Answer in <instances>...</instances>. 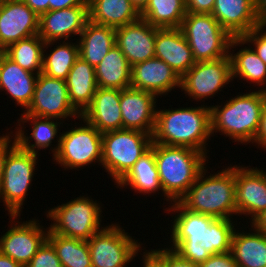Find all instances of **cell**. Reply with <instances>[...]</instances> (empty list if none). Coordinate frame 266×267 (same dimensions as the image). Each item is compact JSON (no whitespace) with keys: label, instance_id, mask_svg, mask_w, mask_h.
I'll return each instance as SVG.
<instances>
[{"label":"cell","instance_id":"obj_1","mask_svg":"<svg viewBox=\"0 0 266 267\" xmlns=\"http://www.w3.org/2000/svg\"><path fill=\"white\" fill-rule=\"evenodd\" d=\"M163 210L169 216L173 213L169 223L172 225L168 227L170 233H167L170 234V240L164 244L181 258L200 265L211 255L230 252L237 220L215 219L192 212L179 202L164 206Z\"/></svg>","mask_w":266,"mask_h":267},{"label":"cell","instance_id":"obj_2","mask_svg":"<svg viewBox=\"0 0 266 267\" xmlns=\"http://www.w3.org/2000/svg\"><path fill=\"white\" fill-rule=\"evenodd\" d=\"M211 137L209 105H202L201 102L200 106L195 107H157L152 143L188 147L207 156Z\"/></svg>","mask_w":266,"mask_h":267},{"label":"cell","instance_id":"obj_3","mask_svg":"<svg viewBox=\"0 0 266 267\" xmlns=\"http://www.w3.org/2000/svg\"><path fill=\"white\" fill-rule=\"evenodd\" d=\"M247 91L238 92V95L221 101V104L217 102L215 106L214 103L209 105L212 137L219 133L229 137L234 144H253L266 94L256 89Z\"/></svg>","mask_w":266,"mask_h":267},{"label":"cell","instance_id":"obj_4","mask_svg":"<svg viewBox=\"0 0 266 267\" xmlns=\"http://www.w3.org/2000/svg\"><path fill=\"white\" fill-rule=\"evenodd\" d=\"M207 166L201 170L179 203L192 212L215 219H238L235 203V165H223L222 170L212 174L208 172L210 167Z\"/></svg>","mask_w":266,"mask_h":267},{"label":"cell","instance_id":"obj_5","mask_svg":"<svg viewBox=\"0 0 266 267\" xmlns=\"http://www.w3.org/2000/svg\"><path fill=\"white\" fill-rule=\"evenodd\" d=\"M151 148L167 205L179 202L211 160L209 155L188 147L152 143Z\"/></svg>","mask_w":266,"mask_h":267},{"label":"cell","instance_id":"obj_6","mask_svg":"<svg viewBox=\"0 0 266 267\" xmlns=\"http://www.w3.org/2000/svg\"><path fill=\"white\" fill-rule=\"evenodd\" d=\"M102 202L90 196L79 195L70 201L48 208L45 216L51 223L49 229L60 236L88 241L105 225ZM103 217V218H102ZM53 222V223H52Z\"/></svg>","mask_w":266,"mask_h":267},{"label":"cell","instance_id":"obj_7","mask_svg":"<svg viewBox=\"0 0 266 267\" xmlns=\"http://www.w3.org/2000/svg\"><path fill=\"white\" fill-rule=\"evenodd\" d=\"M152 135L129 129L102 133L101 167L116 185L151 148Z\"/></svg>","mask_w":266,"mask_h":267},{"label":"cell","instance_id":"obj_8","mask_svg":"<svg viewBox=\"0 0 266 267\" xmlns=\"http://www.w3.org/2000/svg\"><path fill=\"white\" fill-rule=\"evenodd\" d=\"M41 154L24 150L16 143L6 155L2 181L0 184V202H3L7 215H23L22 209L28 191L31 190L37 163ZM37 170V171H35Z\"/></svg>","mask_w":266,"mask_h":267},{"label":"cell","instance_id":"obj_9","mask_svg":"<svg viewBox=\"0 0 266 267\" xmlns=\"http://www.w3.org/2000/svg\"><path fill=\"white\" fill-rule=\"evenodd\" d=\"M77 120L81 124L74 123V125L71 121L66 126L68 130L61 133L58 151L52 157L54 164L61 166L65 171L66 169L79 171L96 163L101 166L102 133L82 117Z\"/></svg>","mask_w":266,"mask_h":267},{"label":"cell","instance_id":"obj_10","mask_svg":"<svg viewBox=\"0 0 266 267\" xmlns=\"http://www.w3.org/2000/svg\"><path fill=\"white\" fill-rule=\"evenodd\" d=\"M180 29L196 62L229 56L233 37L211 14L186 13Z\"/></svg>","mask_w":266,"mask_h":267},{"label":"cell","instance_id":"obj_11","mask_svg":"<svg viewBox=\"0 0 266 267\" xmlns=\"http://www.w3.org/2000/svg\"><path fill=\"white\" fill-rule=\"evenodd\" d=\"M107 224L87 241L92 267H129L144 249L142 242L128 234L119 221Z\"/></svg>","mask_w":266,"mask_h":267},{"label":"cell","instance_id":"obj_12","mask_svg":"<svg viewBox=\"0 0 266 267\" xmlns=\"http://www.w3.org/2000/svg\"><path fill=\"white\" fill-rule=\"evenodd\" d=\"M232 81L231 58L226 56L216 60L198 61L181 77V92L194 101L213 98L223 92ZM215 95V96H214Z\"/></svg>","mask_w":266,"mask_h":267},{"label":"cell","instance_id":"obj_13","mask_svg":"<svg viewBox=\"0 0 266 267\" xmlns=\"http://www.w3.org/2000/svg\"><path fill=\"white\" fill-rule=\"evenodd\" d=\"M9 218V229L0 235V252L26 267L47 240L49 225L43 226L35 216L28 221H22L21 215H9Z\"/></svg>","mask_w":266,"mask_h":267},{"label":"cell","instance_id":"obj_14","mask_svg":"<svg viewBox=\"0 0 266 267\" xmlns=\"http://www.w3.org/2000/svg\"><path fill=\"white\" fill-rule=\"evenodd\" d=\"M21 114H31L62 122L70 118L75 122L80 117L71 105L66 80L53 78L43 73L38 74L32 101Z\"/></svg>","mask_w":266,"mask_h":267},{"label":"cell","instance_id":"obj_15","mask_svg":"<svg viewBox=\"0 0 266 267\" xmlns=\"http://www.w3.org/2000/svg\"><path fill=\"white\" fill-rule=\"evenodd\" d=\"M235 162V203L237 216L251 223L266 209V169ZM250 216V217H249Z\"/></svg>","mask_w":266,"mask_h":267},{"label":"cell","instance_id":"obj_16","mask_svg":"<svg viewBox=\"0 0 266 267\" xmlns=\"http://www.w3.org/2000/svg\"><path fill=\"white\" fill-rule=\"evenodd\" d=\"M39 16L22 0L0 1V49L37 35Z\"/></svg>","mask_w":266,"mask_h":267},{"label":"cell","instance_id":"obj_17","mask_svg":"<svg viewBox=\"0 0 266 267\" xmlns=\"http://www.w3.org/2000/svg\"><path fill=\"white\" fill-rule=\"evenodd\" d=\"M21 115V116H20ZM19 118L16 119V127L13 130L17 143L24 149L31 153L39 154L40 150H51L52 157L57 153L61 133L59 132L63 128V123L56 119L42 118L31 114H19ZM26 123V125H25ZM27 123L32 127L31 132L25 130ZM29 132V135L28 133ZM59 133V134H58ZM56 139V140H55ZM32 141V143L30 142ZM56 142V145H54ZM54 143V144H52ZM55 146V147H54Z\"/></svg>","mask_w":266,"mask_h":267},{"label":"cell","instance_id":"obj_18","mask_svg":"<svg viewBox=\"0 0 266 267\" xmlns=\"http://www.w3.org/2000/svg\"><path fill=\"white\" fill-rule=\"evenodd\" d=\"M158 96L140 89L127 87L121 90L120 110L123 129L153 134L157 114Z\"/></svg>","mask_w":266,"mask_h":267},{"label":"cell","instance_id":"obj_19","mask_svg":"<svg viewBox=\"0 0 266 267\" xmlns=\"http://www.w3.org/2000/svg\"><path fill=\"white\" fill-rule=\"evenodd\" d=\"M130 87L166 97L181 87V77L166 62L156 57L131 67Z\"/></svg>","mask_w":266,"mask_h":267},{"label":"cell","instance_id":"obj_20","mask_svg":"<svg viewBox=\"0 0 266 267\" xmlns=\"http://www.w3.org/2000/svg\"><path fill=\"white\" fill-rule=\"evenodd\" d=\"M88 20V6L51 10L39 16L38 36L44 42L69 41L80 36Z\"/></svg>","mask_w":266,"mask_h":267},{"label":"cell","instance_id":"obj_21","mask_svg":"<svg viewBox=\"0 0 266 267\" xmlns=\"http://www.w3.org/2000/svg\"><path fill=\"white\" fill-rule=\"evenodd\" d=\"M157 27L146 20H139L115 29V44L127 58L129 65L155 57Z\"/></svg>","mask_w":266,"mask_h":267},{"label":"cell","instance_id":"obj_22","mask_svg":"<svg viewBox=\"0 0 266 267\" xmlns=\"http://www.w3.org/2000/svg\"><path fill=\"white\" fill-rule=\"evenodd\" d=\"M119 89L98 87L90 105L80 115L99 132L123 129Z\"/></svg>","mask_w":266,"mask_h":267},{"label":"cell","instance_id":"obj_23","mask_svg":"<svg viewBox=\"0 0 266 267\" xmlns=\"http://www.w3.org/2000/svg\"><path fill=\"white\" fill-rule=\"evenodd\" d=\"M155 57L166 62L180 77L196 62L180 28L157 27Z\"/></svg>","mask_w":266,"mask_h":267},{"label":"cell","instance_id":"obj_24","mask_svg":"<svg viewBox=\"0 0 266 267\" xmlns=\"http://www.w3.org/2000/svg\"><path fill=\"white\" fill-rule=\"evenodd\" d=\"M37 77L38 74L21 68L4 53L1 55L0 92L4 91L7 97L13 99L15 106L22 107V113L32 101Z\"/></svg>","mask_w":266,"mask_h":267},{"label":"cell","instance_id":"obj_25","mask_svg":"<svg viewBox=\"0 0 266 267\" xmlns=\"http://www.w3.org/2000/svg\"><path fill=\"white\" fill-rule=\"evenodd\" d=\"M211 15L232 37H242L260 26L254 0H215Z\"/></svg>","mask_w":266,"mask_h":267},{"label":"cell","instance_id":"obj_26","mask_svg":"<svg viewBox=\"0 0 266 267\" xmlns=\"http://www.w3.org/2000/svg\"><path fill=\"white\" fill-rule=\"evenodd\" d=\"M236 50L238 51L236 52ZM229 56L232 81L239 78L238 80H242L241 83L247 81L250 87L253 84L252 89L257 85L259 87L256 88L257 90L266 91V64L259 58L251 45L246 43L242 37H233L229 45Z\"/></svg>","mask_w":266,"mask_h":267},{"label":"cell","instance_id":"obj_27","mask_svg":"<svg viewBox=\"0 0 266 267\" xmlns=\"http://www.w3.org/2000/svg\"><path fill=\"white\" fill-rule=\"evenodd\" d=\"M244 226L247 227L237 226L233 233L230 250L233 259L238 267H266V233L252 224L251 228Z\"/></svg>","mask_w":266,"mask_h":267},{"label":"cell","instance_id":"obj_28","mask_svg":"<svg viewBox=\"0 0 266 267\" xmlns=\"http://www.w3.org/2000/svg\"><path fill=\"white\" fill-rule=\"evenodd\" d=\"M117 188L132 189L136 195L143 194L151 197V194L164 193L160 184L159 173L156 167L154 151L150 148L131 168V170L116 184ZM161 193H160V192ZM139 193V194H138ZM148 194V196H147Z\"/></svg>","mask_w":266,"mask_h":267},{"label":"cell","instance_id":"obj_29","mask_svg":"<svg viewBox=\"0 0 266 267\" xmlns=\"http://www.w3.org/2000/svg\"><path fill=\"white\" fill-rule=\"evenodd\" d=\"M66 84L71 105L81 115L98 88L95 68L78 57L68 73Z\"/></svg>","mask_w":266,"mask_h":267},{"label":"cell","instance_id":"obj_30","mask_svg":"<svg viewBox=\"0 0 266 267\" xmlns=\"http://www.w3.org/2000/svg\"><path fill=\"white\" fill-rule=\"evenodd\" d=\"M79 57L94 68L103 60L115 45V29L87 21L80 36L77 37Z\"/></svg>","mask_w":266,"mask_h":267},{"label":"cell","instance_id":"obj_31","mask_svg":"<svg viewBox=\"0 0 266 267\" xmlns=\"http://www.w3.org/2000/svg\"><path fill=\"white\" fill-rule=\"evenodd\" d=\"M89 20L114 29L141 18L129 0H88Z\"/></svg>","mask_w":266,"mask_h":267},{"label":"cell","instance_id":"obj_32","mask_svg":"<svg viewBox=\"0 0 266 267\" xmlns=\"http://www.w3.org/2000/svg\"><path fill=\"white\" fill-rule=\"evenodd\" d=\"M95 73L100 88L122 90L130 87L131 66L116 44L95 67Z\"/></svg>","mask_w":266,"mask_h":267},{"label":"cell","instance_id":"obj_33","mask_svg":"<svg viewBox=\"0 0 266 267\" xmlns=\"http://www.w3.org/2000/svg\"><path fill=\"white\" fill-rule=\"evenodd\" d=\"M74 40L77 38H72L70 41H60L61 43L59 41L45 42L42 62L43 74L57 79H67L69 71L79 57V45L77 41L72 42Z\"/></svg>","mask_w":266,"mask_h":267},{"label":"cell","instance_id":"obj_34","mask_svg":"<svg viewBox=\"0 0 266 267\" xmlns=\"http://www.w3.org/2000/svg\"><path fill=\"white\" fill-rule=\"evenodd\" d=\"M186 13L185 0H149L140 16L158 28H180Z\"/></svg>","mask_w":266,"mask_h":267},{"label":"cell","instance_id":"obj_35","mask_svg":"<svg viewBox=\"0 0 266 267\" xmlns=\"http://www.w3.org/2000/svg\"><path fill=\"white\" fill-rule=\"evenodd\" d=\"M47 240L55 248L63 267H92L87 241L60 236L50 229Z\"/></svg>","mask_w":266,"mask_h":267},{"label":"cell","instance_id":"obj_36","mask_svg":"<svg viewBox=\"0 0 266 267\" xmlns=\"http://www.w3.org/2000/svg\"><path fill=\"white\" fill-rule=\"evenodd\" d=\"M45 42L37 35L9 45L4 54L21 68L32 73H42Z\"/></svg>","mask_w":266,"mask_h":267},{"label":"cell","instance_id":"obj_37","mask_svg":"<svg viewBox=\"0 0 266 267\" xmlns=\"http://www.w3.org/2000/svg\"><path fill=\"white\" fill-rule=\"evenodd\" d=\"M26 267H63L53 245L46 240Z\"/></svg>","mask_w":266,"mask_h":267},{"label":"cell","instance_id":"obj_38","mask_svg":"<svg viewBox=\"0 0 266 267\" xmlns=\"http://www.w3.org/2000/svg\"><path fill=\"white\" fill-rule=\"evenodd\" d=\"M163 247L164 248H152L149 251L164 265V267H199V265L181 258L172 249L167 248V245L164 244Z\"/></svg>","mask_w":266,"mask_h":267},{"label":"cell","instance_id":"obj_39","mask_svg":"<svg viewBox=\"0 0 266 267\" xmlns=\"http://www.w3.org/2000/svg\"><path fill=\"white\" fill-rule=\"evenodd\" d=\"M256 52L259 58L266 64V26H258L242 36Z\"/></svg>","mask_w":266,"mask_h":267},{"label":"cell","instance_id":"obj_40","mask_svg":"<svg viewBox=\"0 0 266 267\" xmlns=\"http://www.w3.org/2000/svg\"><path fill=\"white\" fill-rule=\"evenodd\" d=\"M199 267H238L231 252L211 255Z\"/></svg>","mask_w":266,"mask_h":267},{"label":"cell","instance_id":"obj_41","mask_svg":"<svg viewBox=\"0 0 266 267\" xmlns=\"http://www.w3.org/2000/svg\"><path fill=\"white\" fill-rule=\"evenodd\" d=\"M17 143L13 131L0 135V184L2 181L4 163L9 150Z\"/></svg>","mask_w":266,"mask_h":267},{"label":"cell","instance_id":"obj_42","mask_svg":"<svg viewBox=\"0 0 266 267\" xmlns=\"http://www.w3.org/2000/svg\"><path fill=\"white\" fill-rule=\"evenodd\" d=\"M215 0H185L187 13L211 14Z\"/></svg>","mask_w":266,"mask_h":267},{"label":"cell","instance_id":"obj_43","mask_svg":"<svg viewBox=\"0 0 266 267\" xmlns=\"http://www.w3.org/2000/svg\"><path fill=\"white\" fill-rule=\"evenodd\" d=\"M253 146L261 148V150L264 149L266 152V99L261 112L259 128L253 140Z\"/></svg>","mask_w":266,"mask_h":267},{"label":"cell","instance_id":"obj_44","mask_svg":"<svg viewBox=\"0 0 266 267\" xmlns=\"http://www.w3.org/2000/svg\"><path fill=\"white\" fill-rule=\"evenodd\" d=\"M74 6H88V0H49V11L61 10Z\"/></svg>","mask_w":266,"mask_h":267},{"label":"cell","instance_id":"obj_45","mask_svg":"<svg viewBox=\"0 0 266 267\" xmlns=\"http://www.w3.org/2000/svg\"><path fill=\"white\" fill-rule=\"evenodd\" d=\"M38 16L49 11V0H22Z\"/></svg>","mask_w":266,"mask_h":267},{"label":"cell","instance_id":"obj_46","mask_svg":"<svg viewBox=\"0 0 266 267\" xmlns=\"http://www.w3.org/2000/svg\"><path fill=\"white\" fill-rule=\"evenodd\" d=\"M144 247L143 252H140V257L139 260L142 262V267H164V265L148 250L145 249ZM143 255V256H142Z\"/></svg>","mask_w":266,"mask_h":267},{"label":"cell","instance_id":"obj_47","mask_svg":"<svg viewBox=\"0 0 266 267\" xmlns=\"http://www.w3.org/2000/svg\"><path fill=\"white\" fill-rule=\"evenodd\" d=\"M254 5L260 26H266V0H254Z\"/></svg>","mask_w":266,"mask_h":267},{"label":"cell","instance_id":"obj_48","mask_svg":"<svg viewBox=\"0 0 266 267\" xmlns=\"http://www.w3.org/2000/svg\"><path fill=\"white\" fill-rule=\"evenodd\" d=\"M250 224H252L255 228H257L261 232L266 233V209Z\"/></svg>","mask_w":266,"mask_h":267},{"label":"cell","instance_id":"obj_49","mask_svg":"<svg viewBox=\"0 0 266 267\" xmlns=\"http://www.w3.org/2000/svg\"><path fill=\"white\" fill-rule=\"evenodd\" d=\"M0 267H22V266L16 261H14L12 258L0 252Z\"/></svg>","mask_w":266,"mask_h":267},{"label":"cell","instance_id":"obj_50","mask_svg":"<svg viewBox=\"0 0 266 267\" xmlns=\"http://www.w3.org/2000/svg\"><path fill=\"white\" fill-rule=\"evenodd\" d=\"M136 10L141 13L147 6L149 0H129Z\"/></svg>","mask_w":266,"mask_h":267},{"label":"cell","instance_id":"obj_51","mask_svg":"<svg viewBox=\"0 0 266 267\" xmlns=\"http://www.w3.org/2000/svg\"><path fill=\"white\" fill-rule=\"evenodd\" d=\"M3 53H4L3 50L0 49V58H1V55H2Z\"/></svg>","mask_w":266,"mask_h":267}]
</instances>
